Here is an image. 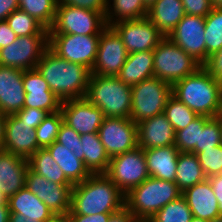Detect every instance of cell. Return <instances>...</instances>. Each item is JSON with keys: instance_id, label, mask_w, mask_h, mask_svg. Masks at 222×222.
I'll use <instances>...</instances> for the list:
<instances>
[{"instance_id": "1", "label": "cell", "mask_w": 222, "mask_h": 222, "mask_svg": "<svg viewBox=\"0 0 222 222\" xmlns=\"http://www.w3.org/2000/svg\"><path fill=\"white\" fill-rule=\"evenodd\" d=\"M125 207V195L104 173L91 174L71 190L69 215L115 213Z\"/></svg>"}, {"instance_id": "2", "label": "cell", "mask_w": 222, "mask_h": 222, "mask_svg": "<svg viewBox=\"0 0 222 222\" xmlns=\"http://www.w3.org/2000/svg\"><path fill=\"white\" fill-rule=\"evenodd\" d=\"M35 69L62 102L86 97L91 71L82 64L69 62L48 48Z\"/></svg>"}, {"instance_id": "3", "label": "cell", "mask_w": 222, "mask_h": 222, "mask_svg": "<svg viewBox=\"0 0 222 222\" xmlns=\"http://www.w3.org/2000/svg\"><path fill=\"white\" fill-rule=\"evenodd\" d=\"M172 95L198 115L217 117L222 113V84L201 66L172 85Z\"/></svg>"}, {"instance_id": "4", "label": "cell", "mask_w": 222, "mask_h": 222, "mask_svg": "<svg viewBox=\"0 0 222 222\" xmlns=\"http://www.w3.org/2000/svg\"><path fill=\"white\" fill-rule=\"evenodd\" d=\"M181 195L175 182L150 176L125 195V207L138 222H148L157 211Z\"/></svg>"}, {"instance_id": "5", "label": "cell", "mask_w": 222, "mask_h": 222, "mask_svg": "<svg viewBox=\"0 0 222 222\" xmlns=\"http://www.w3.org/2000/svg\"><path fill=\"white\" fill-rule=\"evenodd\" d=\"M85 98L97 106L104 117L130 118L132 88L117 76L90 74Z\"/></svg>"}, {"instance_id": "6", "label": "cell", "mask_w": 222, "mask_h": 222, "mask_svg": "<svg viewBox=\"0 0 222 222\" xmlns=\"http://www.w3.org/2000/svg\"><path fill=\"white\" fill-rule=\"evenodd\" d=\"M154 77L171 85L195 73L202 65L165 37L153 50Z\"/></svg>"}, {"instance_id": "7", "label": "cell", "mask_w": 222, "mask_h": 222, "mask_svg": "<svg viewBox=\"0 0 222 222\" xmlns=\"http://www.w3.org/2000/svg\"><path fill=\"white\" fill-rule=\"evenodd\" d=\"M132 88L130 119L136 124L164 113L172 96V85L156 77L135 84Z\"/></svg>"}, {"instance_id": "8", "label": "cell", "mask_w": 222, "mask_h": 222, "mask_svg": "<svg viewBox=\"0 0 222 222\" xmlns=\"http://www.w3.org/2000/svg\"><path fill=\"white\" fill-rule=\"evenodd\" d=\"M107 27L105 14L80 7L57 5L49 34H77L100 36Z\"/></svg>"}, {"instance_id": "9", "label": "cell", "mask_w": 222, "mask_h": 222, "mask_svg": "<svg viewBox=\"0 0 222 222\" xmlns=\"http://www.w3.org/2000/svg\"><path fill=\"white\" fill-rule=\"evenodd\" d=\"M104 174L126 195L132 188L150 177L144 150L137 146L123 154L111 157Z\"/></svg>"}, {"instance_id": "10", "label": "cell", "mask_w": 222, "mask_h": 222, "mask_svg": "<svg viewBox=\"0 0 222 222\" xmlns=\"http://www.w3.org/2000/svg\"><path fill=\"white\" fill-rule=\"evenodd\" d=\"M49 48V35L20 36L0 49V65L20 70L35 69Z\"/></svg>"}, {"instance_id": "11", "label": "cell", "mask_w": 222, "mask_h": 222, "mask_svg": "<svg viewBox=\"0 0 222 222\" xmlns=\"http://www.w3.org/2000/svg\"><path fill=\"white\" fill-rule=\"evenodd\" d=\"M100 36L77 34H49V48L59 57L79 63L90 71L97 56Z\"/></svg>"}, {"instance_id": "12", "label": "cell", "mask_w": 222, "mask_h": 222, "mask_svg": "<svg viewBox=\"0 0 222 222\" xmlns=\"http://www.w3.org/2000/svg\"><path fill=\"white\" fill-rule=\"evenodd\" d=\"M98 136L109 158L138 146L137 124L130 118L105 117Z\"/></svg>"}, {"instance_id": "13", "label": "cell", "mask_w": 222, "mask_h": 222, "mask_svg": "<svg viewBox=\"0 0 222 222\" xmlns=\"http://www.w3.org/2000/svg\"><path fill=\"white\" fill-rule=\"evenodd\" d=\"M111 27L121 37L128 54L153 51L166 37L147 17L121 21Z\"/></svg>"}, {"instance_id": "14", "label": "cell", "mask_w": 222, "mask_h": 222, "mask_svg": "<svg viewBox=\"0 0 222 222\" xmlns=\"http://www.w3.org/2000/svg\"><path fill=\"white\" fill-rule=\"evenodd\" d=\"M128 52L118 33L107 26L100 34L97 56L91 74L117 76L125 64Z\"/></svg>"}, {"instance_id": "15", "label": "cell", "mask_w": 222, "mask_h": 222, "mask_svg": "<svg viewBox=\"0 0 222 222\" xmlns=\"http://www.w3.org/2000/svg\"><path fill=\"white\" fill-rule=\"evenodd\" d=\"M205 17L185 15L167 36L201 65L205 63Z\"/></svg>"}, {"instance_id": "16", "label": "cell", "mask_w": 222, "mask_h": 222, "mask_svg": "<svg viewBox=\"0 0 222 222\" xmlns=\"http://www.w3.org/2000/svg\"><path fill=\"white\" fill-rule=\"evenodd\" d=\"M73 186L51 182L28 167L25 187L46 204L54 214L69 213Z\"/></svg>"}, {"instance_id": "17", "label": "cell", "mask_w": 222, "mask_h": 222, "mask_svg": "<svg viewBox=\"0 0 222 222\" xmlns=\"http://www.w3.org/2000/svg\"><path fill=\"white\" fill-rule=\"evenodd\" d=\"M64 123L77 133H98L103 119V112L86 98L66 100L61 103Z\"/></svg>"}, {"instance_id": "18", "label": "cell", "mask_w": 222, "mask_h": 222, "mask_svg": "<svg viewBox=\"0 0 222 222\" xmlns=\"http://www.w3.org/2000/svg\"><path fill=\"white\" fill-rule=\"evenodd\" d=\"M39 149L35 129L24 124L15 114L7 115L2 150L28 159Z\"/></svg>"}, {"instance_id": "19", "label": "cell", "mask_w": 222, "mask_h": 222, "mask_svg": "<svg viewBox=\"0 0 222 222\" xmlns=\"http://www.w3.org/2000/svg\"><path fill=\"white\" fill-rule=\"evenodd\" d=\"M23 88L26 93L24 108L42 109L48 114L60 111L62 101L36 69L24 71Z\"/></svg>"}, {"instance_id": "20", "label": "cell", "mask_w": 222, "mask_h": 222, "mask_svg": "<svg viewBox=\"0 0 222 222\" xmlns=\"http://www.w3.org/2000/svg\"><path fill=\"white\" fill-rule=\"evenodd\" d=\"M23 73L24 70L0 65V112L5 115L24 108Z\"/></svg>"}, {"instance_id": "21", "label": "cell", "mask_w": 222, "mask_h": 222, "mask_svg": "<svg viewBox=\"0 0 222 222\" xmlns=\"http://www.w3.org/2000/svg\"><path fill=\"white\" fill-rule=\"evenodd\" d=\"M138 146L148 148L175 145V131L166 115L161 113L137 124Z\"/></svg>"}, {"instance_id": "22", "label": "cell", "mask_w": 222, "mask_h": 222, "mask_svg": "<svg viewBox=\"0 0 222 222\" xmlns=\"http://www.w3.org/2000/svg\"><path fill=\"white\" fill-rule=\"evenodd\" d=\"M28 159L0 150V191L8 199L25 187Z\"/></svg>"}, {"instance_id": "23", "label": "cell", "mask_w": 222, "mask_h": 222, "mask_svg": "<svg viewBox=\"0 0 222 222\" xmlns=\"http://www.w3.org/2000/svg\"><path fill=\"white\" fill-rule=\"evenodd\" d=\"M192 215L197 218L212 219L221 216L218 201L208 178L182 192Z\"/></svg>"}, {"instance_id": "24", "label": "cell", "mask_w": 222, "mask_h": 222, "mask_svg": "<svg viewBox=\"0 0 222 222\" xmlns=\"http://www.w3.org/2000/svg\"><path fill=\"white\" fill-rule=\"evenodd\" d=\"M147 170L150 176L175 182L178 155L175 145L148 148L144 150Z\"/></svg>"}, {"instance_id": "25", "label": "cell", "mask_w": 222, "mask_h": 222, "mask_svg": "<svg viewBox=\"0 0 222 222\" xmlns=\"http://www.w3.org/2000/svg\"><path fill=\"white\" fill-rule=\"evenodd\" d=\"M10 213L22 214L36 221L47 222L55 214L27 187L7 199Z\"/></svg>"}, {"instance_id": "26", "label": "cell", "mask_w": 222, "mask_h": 222, "mask_svg": "<svg viewBox=\"0 0 222 222\" xmlns=\"http://www.w3.org/2000/svg\"><path fill=\"white\" fill-rule=\"evenodd\" d=\"M184 16L181 0H157L148 8L147 18L167 37Z\"/></svg>"}, {"instance_id": "27", "label": "cell", "mask_w": 222, "mask_h": 222, "mask_svg": "<svg viewBox=\"0 0 222 222\" xmlns=\"http://www.w3.org/2000/svg\"><path fill=\"white\" fill-rule=\"evenodd\" d=\"M117 77L126 85L134 86L154 77L153 51H140L128 54L125 64Z\"/></svg>"}, {"instance_id": "28", "label": "cell", "mask_w": 222, "mask_h": 222, "mask_svg": "<svg viewBox=\"0 0 222 222\" xmlns=\"http://www.w3.org/2000/svg\"><path fill=\"white\" fill-rule=\"evenodd\" d=\"M46 149L73 185L83 182L91 175L85 167L83 160L77 158L72 151H69L62 144L55 141Z\"/></svg>"}, {"instance_id": "29", "label": "cell", "mask_w": 222, "mask_h": 222, "mask_svg": "<svg viewBox=\"0 0 222 222\" xmlns=\"http://www.w3.org/2000/svg\"><path fill=\"white\" fill-rule=\"evenodd\" d=\"M80 159L91 174L105 173L110 158L98 133L81 134Z\"/></svg>"}, {"instance_id": "30", "label": "cell", "mask_w": 222, "mask_h": 222, "mask_svg": "<svg viewBox=\"0 0 222 222\" xmlns=\"http://www.w3.org/2000/svg\"><path fill=\"white\" fill-rule=\"evenodd\" d=\"M148 8L143 0H108L105 22L112 26L121 21L146 18Z\"/></svg>"}, {"instance_id": "31", "label": "cell", "mask_w": 222, "mask_h": 222, "mask_svg": "<svg viewBox=\"0 0 222 222\" xmlns=\"http://www.w3.org/2000/svg\"><path fill=\"white\" fill-rule=\"evenodd\" d=\"M206 179L197 156L194 153L180 152L178 155L175 183L181 192Z\"/></svg>"}, {"instance_id": "32", "label": "cell", "mask_w": 222, "mask_h": 222, "mask_svg": "<svg viewBox=\"0 0 222 222\" xmlns=\"http://www.w3.org/2000/svg\"><path fill=\"white\" fill-rule=\"evenodd\" d=\"M29 168L51 182L73 185L46 148H40L28 158Z\"/></svg>"}, {"instance_id": "33", "label": "cell", "mask_w": 222, "mask_h": 222, "mask_svg": "<svg viewBox=\"0 0 222 222\" xmlns=\"http://www.w3.org/2000/svg\"><path fill=\"white\" fill-rule=\"evenodd\" d=\"M210 119L208 116L199 115L186 128L175 132V147L179 152L198 153L200 130Z\"/></svg>"}, {"instance_id": "34", "label": "cell", "mask_w": 222, "mask_h": 222, "mask_svg": "<svg viewBox=\"0 0 222 222\" xmlns=\"http://www.w3.org/2000/svg\"><path fill=\"white\" fill-rule=\"evenodd\" d=\"M19 9L34 17L46 29L53 26L57 0H18Z\"/></svg>"}, {"instance_id": "35", "label": "cell", "mask_w": 222, "mask_h": 222, "mask_svg": "<svg viewBox=\"0 0 222 222\" xmlns=\"http://www.w3.org/2000/svg\"><path fill=\"white\" fill-rule=\"evenodd\" d=\"M205 62L222 47V9L213 8L205 17Z\"/></svg>"}, {"instance_id": "36", "label": "cell", "mask_w": 222, "mask_h": 222, "mask_svg": "<svg viewBox=\"0 0 222 222\" xmlns=\"http://www.w3.org/2000/svg\"><path fill=\"white\" fill-rule=\"evenodd\" d=\"M8 26L15 32L17 37L28 35H49L41 23L25 11L17 9L13 11L7 18Z\"/></svg>"}, {"instance_id": "37", "label": "cell", "mask_w": 222, "mask_h": 222, "mask_svg": "<svg viewBox=\"0 0 222 222\" xmlns=\"http://www.w3.org/2000/svg\"><path fill=\"white\" fill-rule=\"evenodd\" d=\"M192 217L187 201L181 195L157 211L148 222H190Z\"/></svg>"}, {"instance_id": "38", "label": "cell", "mask_w": 222, "mask_h": 222, "mask_svg": "<svg viewBox=\"0 0 222 222\" xmlns=\"http://www.w3.org/2000/svg\"><path fill=\"white\" fill-rule=\"evenodd\" d=\"M164 114L172 124L175 132L186 128L199 116L173 95L169 98L164 108Z\"/></svg>"}, {"instance_id": "39", "label": "cell", "mask_w": 222, "mask_h": 222, "mask_svg": "<svg viewBox=\"0 0 222 222\" xmlns=\"http://www.w3.org/2000/svg\"><path fill=\"white\" fill-rule=\"evenodd\" d=\"M64 122L61 110L48 114L35 129L37 143L40 148H46L56 141L59 129Z\"/></svg>"}, {"instance_id": "40", "label": "cell", "mask_w": 222, "mask_h": 222, "mask_svg": "<svg viewBox=\"0 0 222 222\" xmlns=\"http://www.w3.org/2000/svg\"><path fill=\"white\" fill-rule=\"evenodd\" d=\"M206 178L222 174V144L195 154Z\"/></svg>"}, {"instance_id": "41", "label": "cell", "mask_w": 222, "mask_h": 222, "mask_svg": "<svg viewBox=\"0 0 222 222\" xmlns=\"http://www.w3.org/2000/svg\"><path fill=\"white\" fill-rule=\"evenodd\" d=\"M221 144L220 114L210 118L200 130L199 152Z\"/></svg>"}, {"instance_id": "42", "label": "cell", "mask_w": 222, "mask_h": 222, "mask_svg": "<svg viewBox=\"0 0 222 222\" xmlns=\"http://www.w3.org/2000/svg\"><path fill=\"white\" fill-rule=\"evenodd\" d=\"M56 142L62 144L64 147H67L69 151H72L75 156L80 159V145H82L81 135L64 122L59 129Z\"/></svg>"}, {"instance_id": "43", "label": "cell", "mask_w": 222, "mask_h": 222, "mask_svg": "<svg viewBox=\"0 0 222 222\" xmlns=\"http://www.w3.org/2000/svg\"><path fill=\"white\" fill-rule=\"evenodd\" d=\"M108 0H57V5H66L88 9L106 14Z\"/></svg>"}, {"instance_id": "44", "label": "cell", "mask_w": 222, "mask_h": 222, "mask_svg": "<svg viewBox=\"0 0 222 222\" xmlns=\"http://www.w3.org/2000/svg\"><path fill=\"white\" fill-rule=\"evenodd\" d=\"M15 115L25 124L27 123L31 128L36 129L48 115L42 109L23 108L17 111Z\"/></svg>"}, {"instance_id": "45", "label": "cell", "mask_w": 222, "mask_h": 222, "mask_svg": "<svg viewBox=\"0 0 222 222\" xmlns=\"http://www.w3.org/2000/svg\"><path fill=\"white\" fill-rule=\"evenodd\" d=\"M185 15L206 17L213 7L210 0H181Z\"/></svg>"}, {"instance_id": "46", "label": "cell", "mask_w": 222, "mask_h": 222, "mask_svg": "<svg viewBox=\"0 0 222 222\" xmlns=\"http://www.w3.org/2000/svg\"><path fill=\"white\" fill-rule=\"evenodd\" d=\"M202 67L213 79L222 84V47L219 51L208 56L207 61Z\"/></svg>"}, {"instance_id": "47", "label": "cell", "mask_w": 222, "mask_h": 222, "mask_svg": "<svg viewBox=\"0 0 222 222\" xmlns=\"http://www.w3.org/2000/svg\"><path fill=\"white\" fill-rule=\"evenodd\" d=\"M17 38V35L8 26L6 20L0 21V49L10 45Z\"/></svg>"}, {"instance_id": "48", "label": "cell", "mask_w": 222, "mask_h": 222, "mask_svg": "<svg viewBox=\"0 0 222 222\" xmlns=\"http://www.w3.org/2000/svg\"><path fill=\"white\" fill-rule=\"evenodd\" d=\"M113 213H102L96 215H69L72 222H108Z\"/></svg>"}, {"instance_id": "49", "label": "cell", "mask_w": 222, "mask_h": 222, "mask_svg": "<svg viewBox=\"0 0 222 222\" xmlns=\"http://www.w3.org/2000/svg\"><path fill=\"white\" fill-rule=\"evenodd\" d=\"M17 9H19L18 0H0V21H5Z\"/></svg>"}, {"instance_id": "50", "label": "cell", "mask_w": 222, "mask_h": 222, "mask_svg": "<svg viewBox=\"0 0 222 222\" xmlns=\"http://www.w3.org/2000/svg\"><path fill=\"white\" fill-rule=\"evenodd\" d=\"M208 180L211 183V187L214 191L220 211L222 213V174L211 176L208 178Z\"/></svg>"}, {"instance_id": "51", "label": "cell", "mask_w": 222, "mask_h": 222, "mask_svg": "<svg viewBox=\"0 0 222 222\" xmlns=\"http://www.w3.org/2000/svg\"><path fill=\"white\" fill-rule=\"evenodd\" d=\"M108 222H138L126 207L110 215Z\"/></svg>"}, {"instance_id": "52", "label": "cell", "mask_w": 222, "mask_h": 222, "mask_svg": "<svg viewBox=\"0 0 222 222\" xmlns=\"http://www.w3.org/2000/svg\"><path fill=\"white\" fill-rule=\"evenodd\" d=\"M9 222H41L36 221V219L27 218L22 214L10 213L9 214Z\"/></svg>"}, {"instance_id": "53", "label": "cell", "mask_w": 222, "mask_h": 222, "mask_svg": "<svg viewBox=\"0 0 222 222\" xmlns=\"http://www.w3.org/2000/svg\"><path fill=\"white\" fill-rule=\"evenodd\" d=\"M6 116L7 115L0 112V150L3 148L5 138Z\"/></svg>"}, {"instance_id": "54", "label": "cell", "mask_w": 222, "mask_h": 222, "mask_svg": "<svg viewBox=\"0 0 222 222\" xmlns=\"http://www.w3.org/2000/svg\"><path fill=\"white\" fill-rule=\"evenodd\" d=\"M8 204H0V222H9Z\"/></svg>"}, {"instance_id": "55", "label": "cell", "mask_w": 222, "mask_h": 222, "mask_svg": "<svg viewBox=\"0 0 222 222\" xmlns=\"http://www.w3.org/2000/svg\"><path fill=\"white\" fill-rule=\"evenodd\" d=\"M47 222H72L69 214H55Z\"/></svg>"}, {"instance_id": "56", "label": "cell", "mask_w": 222, "mask_h": 222, "mask_svg": "<svg viewBox=\"0 0 222 222\" xmlns=\"http://www.w3.org/2000/svg\"><path fill=\"white\" fill-rule=\"evenodd\" d=\"M211 6L216 9H222V0H210Z\"/></svg>"}, {"instance_id": "57", "label": "cell", "mask_w": 222, "mask_h": 222, "mask_svg": "<svg viewBox=\"0 0 222 222\" xmlns=\"http://www.w3.org/2000/svg\"><path fill=\"white\" fill-rule=\"evenodd\" d=\"M190 222H210L209 220L206 219H201V218H197V217H192Z\"/></svg>"}, {"instance_id": "58", "label": "cell", "mask_w": 222, "mask_h": 222, "mask_svg": "<svg viewBox=\"0 0 222 222\" xmlns=\"http://www.w3.org/2000/svg\"><path fill=\"white\" fill-rule=\"evenodd\" d=\"M157 0H143L144 4L147 8H149L152 4H154Z\"/></svg>"}, {"instance_id": "59", "label": "cell", "mask_w": 222, "mask_h": 222, "mask_svg": "<svg viewBox=\"0 0 222 222\" xmlns=\"http://www.w3.org/2000/svg\"><path fill=\"white\" fill-rule=\"evenodd\" d=\"M0 204H8L6 197L3 195L1 191H0Z\"/></svg>"}, {"instance_id": "60", "label": "cell", "mask_w": 222, "mask_h": 222, "mask_svg": "<svg viewBox=\"0 0 222 222\" xmlns=\"http://www.w3.org/2000/svg\"><path fill=\"white\" fill-rule=\"evenodd\" d=\"M210 222H222V215L212 219Z\"/></svg>"}, {"instance_id": "61", "label": "cell", "mask_w": 222, "mask_h": 222, "mask_svg": "<svg viewBox=\"0 0 222 222\" xmlns=\"http://www.w3.org/2000/svg\"><path fill=\"white\" fill-rule=\"evenodd\" d=\"M220 128H221V144H222V113L220 114Z\"/></svg>"}]
</instances>
